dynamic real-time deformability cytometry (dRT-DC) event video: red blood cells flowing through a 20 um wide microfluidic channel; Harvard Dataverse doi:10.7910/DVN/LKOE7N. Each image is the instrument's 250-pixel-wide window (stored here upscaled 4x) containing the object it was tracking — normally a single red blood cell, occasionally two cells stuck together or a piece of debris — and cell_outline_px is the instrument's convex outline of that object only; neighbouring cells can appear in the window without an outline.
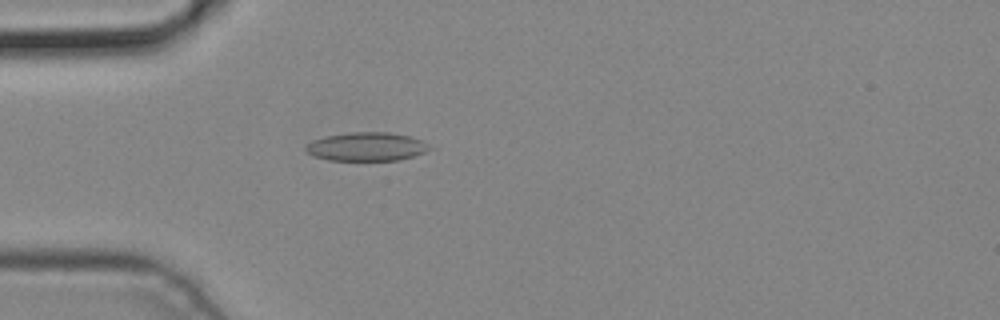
{"species": "common noctule bat (a hibernating species)", "species_latin": "Nyctalus noctula", "temperature_condition": "cold", "stored_images_in_passage": 4, "camera_frame_rate_fps": 3000, "um_per_image_px": 0.085, "animal": {"sex": "male", "body_mass_g": 19.2, "forearm_length_mm": 51.8}, "frame": {"image": 1, "passage_image": 4, "time_ms": 1.0, "image_size_px": [1000, 320], "cell_outline_px": [[432, 148], [424, 152], [400, 160], [328, 160], [312, 156], [304, 148], [312, 140], [324, 136], [352, 132], [388, 132], [412, 136], [424, 140]], "centroid_in_image_um": [31.17, 12.46], "position_along_channel_um": 53.8, "area_um2": 20.75}}